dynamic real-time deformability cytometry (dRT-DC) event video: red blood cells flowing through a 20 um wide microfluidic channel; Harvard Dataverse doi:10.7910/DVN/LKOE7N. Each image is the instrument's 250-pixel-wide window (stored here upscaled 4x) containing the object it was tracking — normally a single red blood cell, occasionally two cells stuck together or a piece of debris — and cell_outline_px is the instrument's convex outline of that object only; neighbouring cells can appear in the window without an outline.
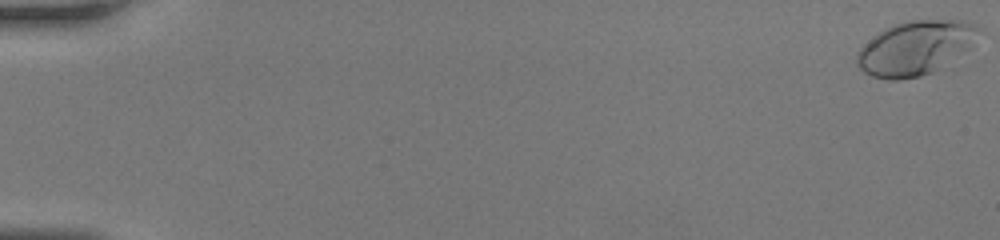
{"species": "human", "species_latin": "Homo sapiens", "temperature_condition": "room temperature", "stored_images_in_passage": 13, "camera_frame_rate_fps": 3000, "um_per_image_px": 0.085, "donor": {"sex": "female"}, "frame": {"image": 1, "passage_image": 1, "time_ms": 0.0, "image_size_px": [1000, 240], "cell_outline_px": [[980, 28], [968, 48], [932, 72], [920, 76], [900, 80], [888, 80], [872, 76], [864, 72], [856, 64], [856, 56], [860, 48], [872, 36], [884, 28], [896, 24], [912, 20], [964, 20], [976, 24]], "centroid_in_image_um": [77.74, 4.07], "position_along_channel_um": 7.3, "area_um2": 37.86}}